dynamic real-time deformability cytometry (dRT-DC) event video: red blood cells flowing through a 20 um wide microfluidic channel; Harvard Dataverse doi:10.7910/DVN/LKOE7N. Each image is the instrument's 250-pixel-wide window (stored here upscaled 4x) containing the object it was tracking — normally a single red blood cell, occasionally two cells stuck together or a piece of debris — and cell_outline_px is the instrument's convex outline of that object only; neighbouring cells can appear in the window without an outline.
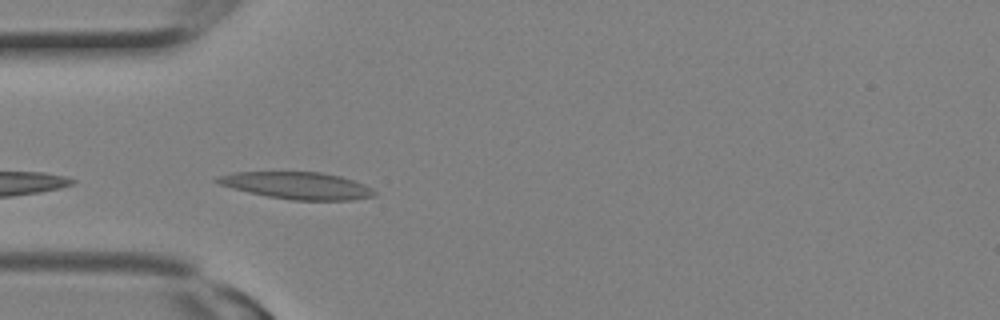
{"species": "Egyptian fruit bat (a non-hibernating species)", "species_latin": "Rousettus aegyptiacus", "temperature_condition": "room temperature", "stored_images_in_passage": 4, "camera_frame_rate_fps": 3000, "um_per_image_px": 0.085, "animal": {"sex": "female"}, "frame": {"image": 1, "passage_image": 1, "time_ms": 0.0, "image_size_px": [1000, 320], "cell_outline_px": [[376, 196], [352, 200], [292, 200], [268, 196], [248, 192], [232, 188], [220, 184], [212, 180], [216, 176], [232, 172], [320, 172], [340, 176], [364, 184], [372, 188], [376, 192]], "centroid_in_image_um": [25.25, 15.77], "position_along_channel_um": 59.8, "area_um2": 24.8}}
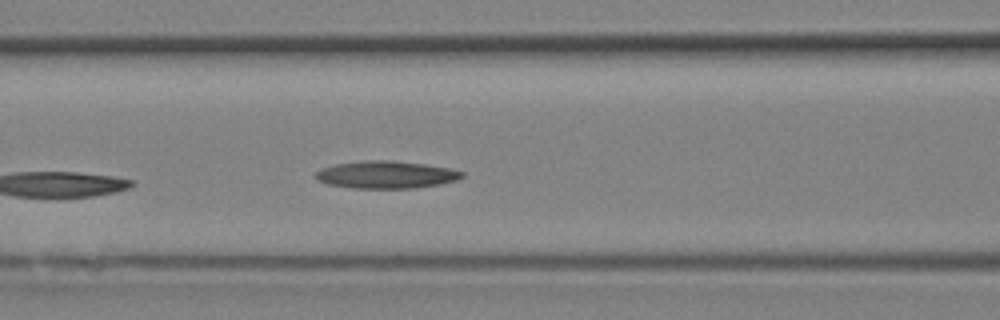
{"frame": {"image": 2, "passage_image": 4, "time_ms": 1.0, "image_size_px": [1000, 320], "cell_outline_px": [[464, 176], [456, 180], [440, 184], [416, 188], [352, 188], [328, 184], [316, 180], [312, 176], [320, 168], [336, 164], [364, 160], [388, 160], [424, 164], [448, 168], [464, 172]], "centroid_in_image_um": [32.77, 14.85], "position_along_channel_um": 133.8, "area_um2": 23.47}}